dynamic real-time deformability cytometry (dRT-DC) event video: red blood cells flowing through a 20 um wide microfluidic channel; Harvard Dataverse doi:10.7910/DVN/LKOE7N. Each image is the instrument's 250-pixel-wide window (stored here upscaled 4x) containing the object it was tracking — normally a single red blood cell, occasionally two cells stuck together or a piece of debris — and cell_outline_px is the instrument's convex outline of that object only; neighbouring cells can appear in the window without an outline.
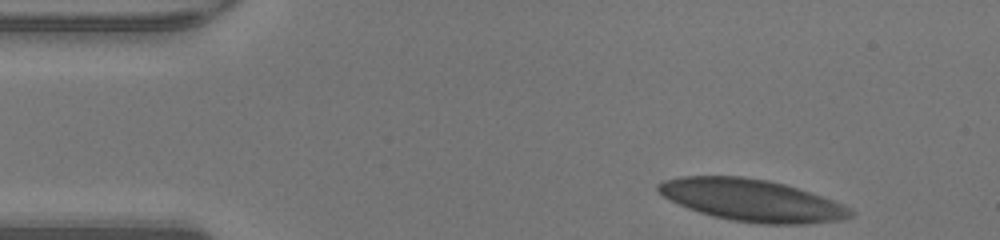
{"species": "human", "species_latin": "Homo sapiens", "temperature_condition": "warm", "stored_images_in_passage": 35, "camera_frame_rate_fps": 3000, "um_per_image_px": 0.085, "donor": {"sex": "male"}, "frame": {"image": 1, "passage_image": 1, "time_ms": 0.0, "image_size_px": [1000, 240], "cell_outline_px": [[856, 212], [852, 216], [844, 220], [804, 224], [764, 224], [732, 220], [712, 216], [688, 208], [664, 196], [656, 188], [656, 184], [664, 180], [680, 176], [744, 176], [768, 180], [784, 184], [824, 196], [844, 204], [852, 208]], "centroid_in_image_um": [63.98, 17.02], "position_along_channel_um": 21.0, "area_um2": 47.22}}
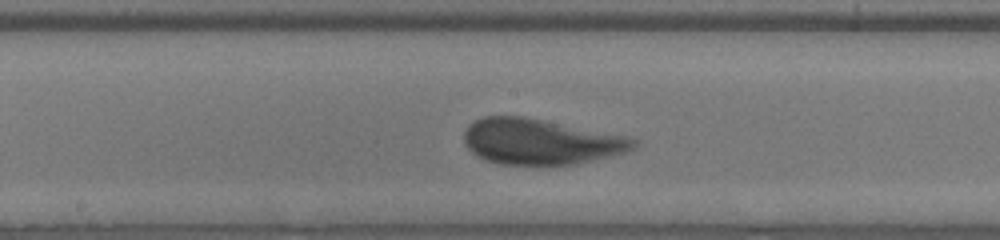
{"frame": {"image": 2, "passage_image": 20, "time_ms": 6.333, "image_size_px": [1000, 240], "cell_outline_px": [[636, 148], [624, 152], [576, 164], [500, 164], [484, 160], [476, 156], [464, 144], [464, 132], [468, 124], [484, 116], [524, 116], [628, 136], [636, 140]], "centroid_in_image_um": [45.91, 12.03], "position_along_channel_um": 202.3, "area_um2": 44.97}}
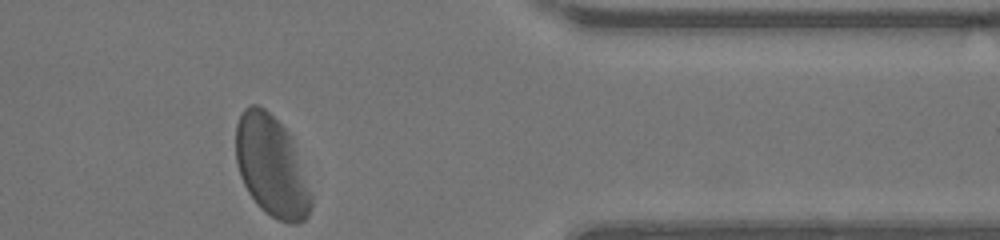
{"frame": {"image": 3, "passage_image": 35, "time_ms": 11.333, "image_size_px": [1000, 240], "cell_outline_px": [[312, 204], [308, 216], [304, 220], [296, 224], [288, 224], [276, 220], [260, 208], [248, 192], [240, 176], [236, 160], [236, 124], [244, 108], [248, 104], [256, 104], [264, 108], [292, 136], [312, 200]], "centroid_in_image_um": [23.06, 14.15], "position_along_channel_um": 388.3, "area_um2": 44.1}, "authors_computed_cell_mechanics": {"area_um2": 45.2574, "velocity_mm_per_s": 4.1727, "shape_relaxation_time_tau1_ms": 2.1076, "shape_relaxation_time_tau2_ms": 0.8043, "deformation_change_tau1": 0.1298, "deformation_change_tau2": 0.0695}}